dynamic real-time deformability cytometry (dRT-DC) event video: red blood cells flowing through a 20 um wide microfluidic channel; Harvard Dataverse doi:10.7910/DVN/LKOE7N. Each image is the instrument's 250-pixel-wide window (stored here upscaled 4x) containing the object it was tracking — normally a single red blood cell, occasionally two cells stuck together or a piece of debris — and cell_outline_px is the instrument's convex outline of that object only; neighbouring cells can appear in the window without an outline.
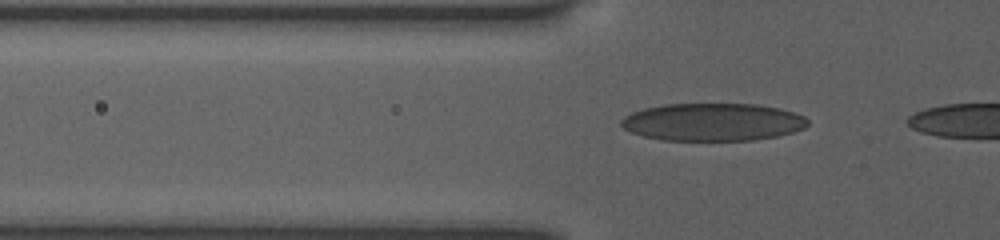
{"species": "human", "species_latin": "Homo sapiens", "temperature_condition": "room temperature", "stored_images_in_passage": 38, "camera_frame_rate_fps": 3000, "um_per_image_px": 0.085, "donor": {"sex": "female"}, "frame": {"image": 1, "passage_image": 10, "time_ms": 3.0, "image_size_px": [1000, 240], "cell_outline_px": [[808, 124], [804, 128], [792, 132], [776, 136], [752, 140], [664, 140], [644, 136], [632, 132], [624, 128], [620, 124], [620, 120], [624, 116], [632, 112], [644, 108], [664, 104], [756, 104], [780, 108], [804, 116], [808, 120]], "centroid_in_image_um": [60.57, 10.36], "position_along_channel_um": 65.2, "area_um2": 40.86}}
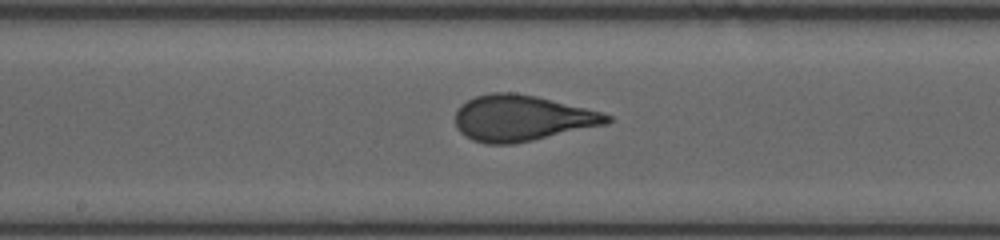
{"frame": {"image": 2, "passage_image": 21, "time_ms": 6.667, "image_size_px": [1000, 240], "cell_outline_px": [[612, 120], [608, 124], [532, 140], [512, 144], [484, 144], [472, 140], [460, 132], [456, 128], [456, 108], [460, 104], [476, 96], [492, 92], [512, 92], [536, 96], [604, 112], [612, 116]], "centroid_in_image_um": [44.36, 10.04], "position_along_channel_um": 203.8, "area_um2": 40.75}}
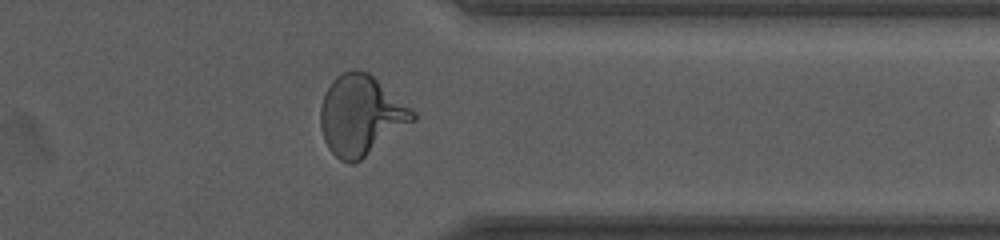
{"frame": {"image": 3, "passage_image": 35, "time_ms": 11.333, "image_size_px": [1000, 240], "cell_outline_px": [[416, 120], [360, 160], [352, 164], [348, 164], [340, 160], [328, 148], [324, 140], [320, 128], [320, 108], [324, 96], [332, 80], [340, 72], [368, 72], [416, 112]], "centroid_in_image_um": [30.67, 9.83], "position_along_channel_um": 380.7, "area_um2": 42.6}}